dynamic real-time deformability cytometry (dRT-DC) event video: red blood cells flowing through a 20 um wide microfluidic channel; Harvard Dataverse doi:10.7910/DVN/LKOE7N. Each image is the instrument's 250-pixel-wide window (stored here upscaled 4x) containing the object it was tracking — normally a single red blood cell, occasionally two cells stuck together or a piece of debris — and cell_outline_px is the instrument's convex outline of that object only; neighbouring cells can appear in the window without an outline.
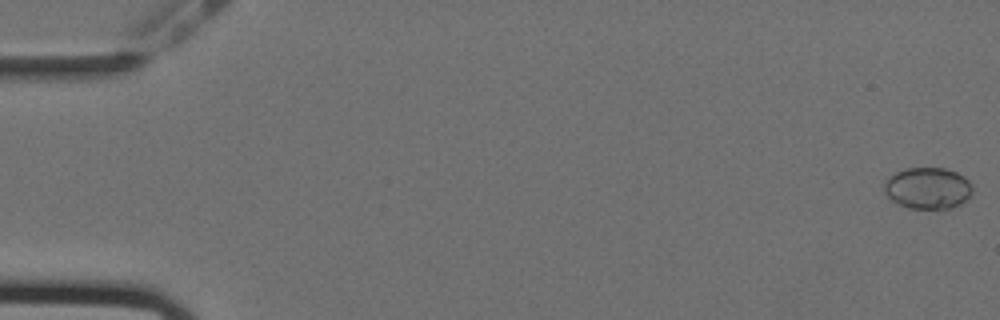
{"species": "Egyptian fruit bat (a non-hibernating species)", "species_latin": "Rousettus aegyptiacus", "temperature_condition": "cold", "stored_images_in_passage": 55, "camera_frame_rate_fps": 3000, "um_per_image_px": 0.085, "animal": {"sex": "female"}, "frame": {"image": 1, "passage_image": 1, "time_ms": 0.0, "image_size_px": [1000, 320], "cell_outline_px": [[972, 196], [968, 200], [960, 204], [948, 208], [908, 208], [892, 200], [884, 192], [884, 184], [888, 176], [896, 172], [908, 168], [944, 168], [956, 172], [964, 176], [972, 184]], "centroid_in_image_um": [78.88, 15.99], "position_along_channel_um": 6.1, "area_um2": 21.39}}
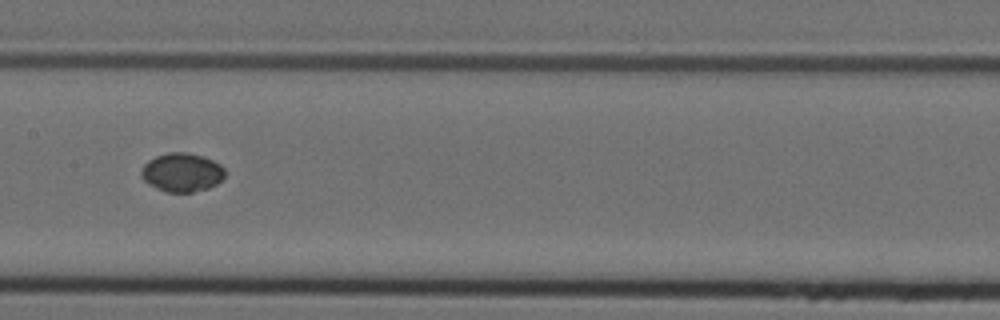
{"frame": {"image": 2, "passage_image": 29, "time_ms": 9.333, "image_size_px": [1000, 320], "cell_outline_px": [[224, 176], [216, 184], [208, 188], [192, 192], [164, 192], [148, 184], [140, 176], [140, 172], [144, 164], [148, 160], [156, 156], [168, 152], [188, 152], [204, 156], [220, 164], [224, 168]], "centroid_in_image_um": [15.44, 14.65], "position_along_channel_um": 192.0, "area_um2": 19.02}}
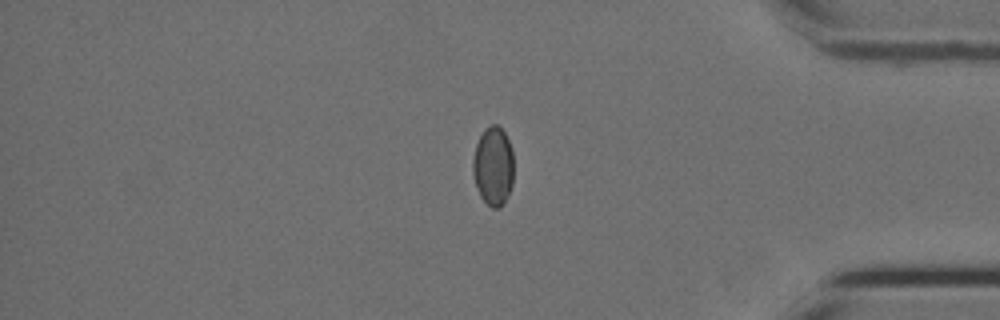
{"frame": {"image": 3, "passage_image": 48, "time_ms": 15.667, "image_size_px": [1000, 320], "cell_outline_px": [[512, 184], [504, 204], [500, 208], [492, 208], [480, 196], [472, 172], [472, 160], [476, 144], [484, 128], [492, 124], [496, 124], [504, 132], [512, 148]], "centroid_in_image_um": [41.91, 14.12], "position_along_channel_um": 393.3, "area_um2": 18.73}}